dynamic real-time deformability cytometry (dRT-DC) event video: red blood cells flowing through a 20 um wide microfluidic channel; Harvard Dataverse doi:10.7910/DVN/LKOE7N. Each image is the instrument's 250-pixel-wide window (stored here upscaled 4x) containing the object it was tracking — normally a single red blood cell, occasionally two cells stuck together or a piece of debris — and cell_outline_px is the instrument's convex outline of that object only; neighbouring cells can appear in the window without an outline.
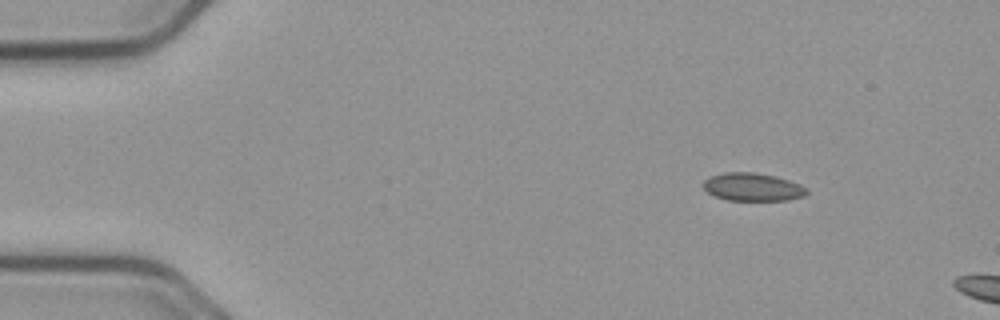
{"species": "common noctule bat (a hibernating species)", "species_latin": "Nyctalus noctula", "temperature_condition": "cold", "stored_images_in_passage": 5, "camera_frame_rate_fps": 3000, "um_per_image_px": 0.085, "animal": {"sex": "male", "body_mass_g": 23.1, "forearm_length_mm": 52.7}, "frame": {"image": 1, "passage_image": 1, "time_ms": 0.0, "image_size_px": [1000, 320], "cell_outline_px": [[808, 192], [804, 196], [788, 200], [728, 200], [716, 196], [708, 192], [704, 188], [704, 180], [712, 176], [724, 172], [752, 172], [776, 176], [800, 184], [808, 188]], "centroid_in_image_um": [64.01, 15.89], "position_along_channel_um": 21.0, "area_um2": 16.76}}